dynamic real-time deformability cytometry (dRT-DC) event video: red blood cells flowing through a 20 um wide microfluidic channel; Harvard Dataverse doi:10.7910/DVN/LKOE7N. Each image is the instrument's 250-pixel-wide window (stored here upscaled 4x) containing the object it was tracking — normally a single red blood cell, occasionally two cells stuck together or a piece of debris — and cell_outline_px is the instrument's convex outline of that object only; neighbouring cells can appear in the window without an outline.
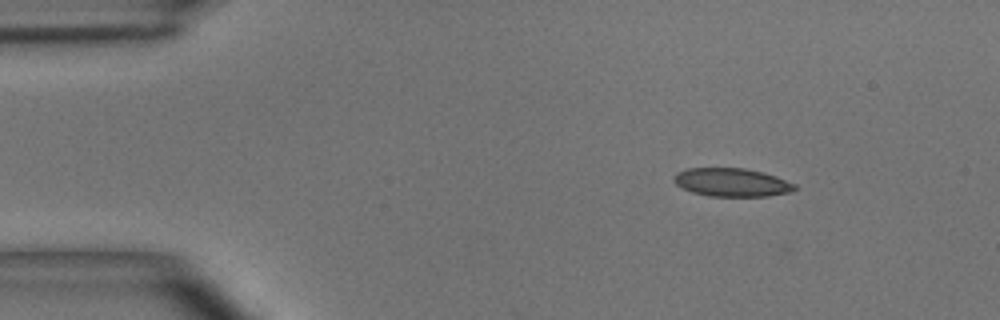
{"species": "common noctule bat (a hibernating species)", "species_latin": "Nyctalus noctula", "temperature_condition": "room temperature", "stored_images_in_passage": 48, "camera_frame_rate_fps": 3000, "um_per_image_px": 0.085, "animal": {"sex": "male", "body_mass_g": 15.6}, "frame": {"image": 1, "passage_image": 1, "time_ms": 0.0, "image_size_px": [1000, 320], "cell_outline_px": [[800, 188], [792, 192], [768, 196], [708, 196], [692, 192], [676, 184], [672, 180], [676, 172], [688, 168], [744, 168], [764, 172], [776, 176], [796, 184]], "centroid_in_image_um": [62.24, 15.5], "position_along_channel_um": 22.8, "area_um2": 20.17}}
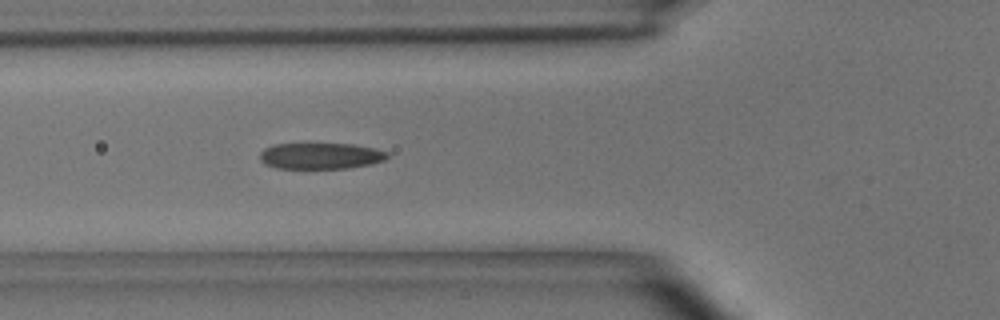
{"frame": {"image": 2, "passage_image": 13, "time_ms": 4.0, "image_size_px": [1000, 320], "cell_outline_px": [[388, 156], [384, 160], [372, 164], [348, 168], [276, 168], [264, 164], [260, 160], [260, 152], [264, 148], [272, 144], [352, 144], [376, 148], [388, 152]], "centroid_in_image_um": [27.24, 13.25], "position_along_channel_um": 98.6, "area_um2": 19.54}}
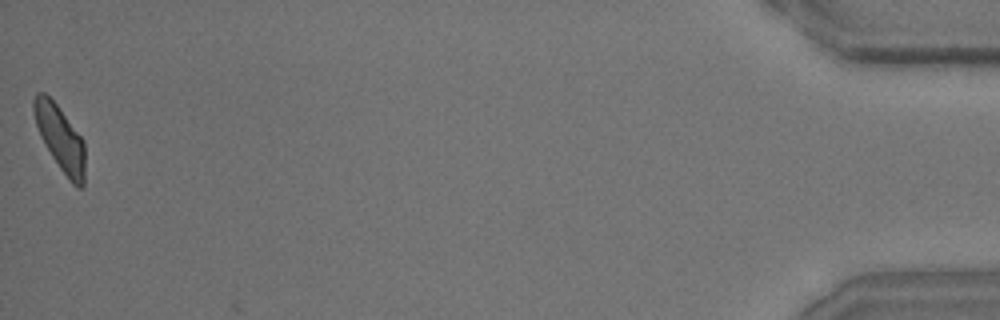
{"frame": {"image": 3, "passage_image": 48, "time_ms": 15.667, "image_size_px": [1000, 320], "cell_outline_px": [[84, 184], [80, 188], [76, 188], [72, 184], [60, 168], [44, 144], [40, 136], [32, 112], [32, 100], [36, 92], [44, 92], [56, 104], [84, 140]], "centroid_in_image_um": [5.09, 11.74], "position_along_channel_um": 430.1, "area_um2": 19.42}, "authors_computed_cell_mechanics": {"area_um2": 20.4034, "velocity_mm_per_s": 3.652, "shape_relaxation_time_tau1_ms": 7.2838, "shape_relaxation_time_tau2_ms": 1.9598, "deformation_change_tau1": 0.2011, "deformation_change_tau2": 0.0936}}